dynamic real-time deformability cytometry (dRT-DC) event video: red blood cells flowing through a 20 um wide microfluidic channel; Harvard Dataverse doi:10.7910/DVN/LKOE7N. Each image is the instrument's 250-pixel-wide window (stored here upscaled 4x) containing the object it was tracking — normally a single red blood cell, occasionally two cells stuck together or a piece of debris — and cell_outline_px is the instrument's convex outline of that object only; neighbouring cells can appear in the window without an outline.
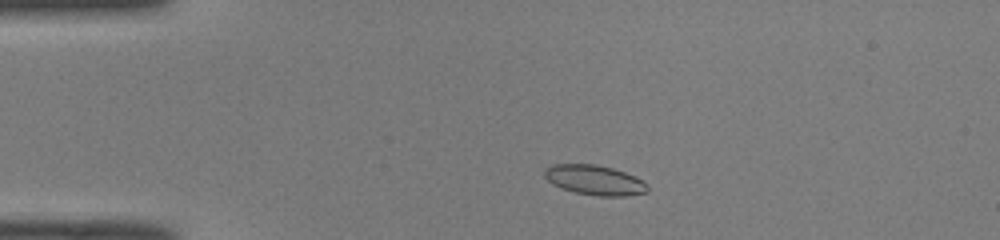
{"species": "common noctule bat (a hibernating species)", "species_latin": "Nyctalus noctula", "temperature_condition": "room temperature", "stored_images_in_passage": 40, "camera_frame_rate_fps": 3000, "um_per_image_px": 0.085, "animal": {"sex": "male", "body_mass_g": 19.0, "forearm_length_mm": 50.8}, "frame": {"image": 1, "passage_image": 1, "time_ms": 0.0, "image_size_px": [1000, 240], "cell_outline_px": [[648, 192], [624, 196], [600, 196], [576, 192], [552, 184], [544, 176], [544, 168], [552, 164], [596, 164], [612, 168], [624, 172], [644, 180], [648, 184]], "centroid_in_image_um": [50.56, 15.29], "position_along_channel_um": 34.4, "area_um2": 17.92}}
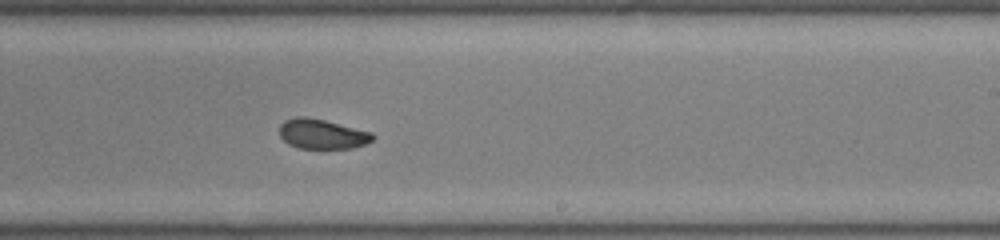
{"frame": {"image": 2, "passage_image": 21, "time_ms": 6.667, "image_size_px": [1000, 240], "cell_outline_px": [[376, 136], [372, 140], [364, 144], [352, 148], [296, 148], [288, 144], [280, 136], [280, 124], [284, 120], [296, 116], [304, 116], [324, 120], [372, 132]], "centroid_in_image_um": [27.36, 11.39], "position_along_channel_um": 261.6, "area_um2": 16.18}}
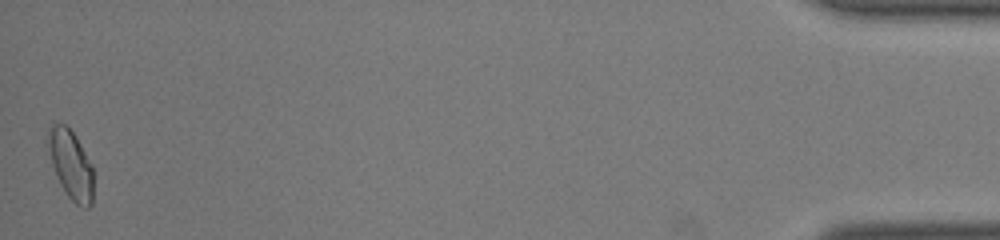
{"frame": {"image": 3, "passage_image": 40, "time_ms": 13.0, "image_size_px": [1000, 240], "cell_outline_px": [[92, 204], [88, 208], [84, 208], [76, 204], [68, 196], [60, 184], [52, 164], [44, 140], [48, 128], [52, 124], [64, 124], [76, 136], [92, 164]], "centroid_in_image_um": [5.98, 13.95], "position_along_channel_um": 429.2, "area_um2": 18.38}, "authors_computed_cell_mechanics": {"area_um2": 17.0799, "velocity_mm_per_s": 4.074, "shape_relaxation_time_tau1_ms": null, "shape_relaxation_time_tau2_ms": 1.4101, "deformation_change_tau1": null, "deformation_change_tau2": 0.0474}}